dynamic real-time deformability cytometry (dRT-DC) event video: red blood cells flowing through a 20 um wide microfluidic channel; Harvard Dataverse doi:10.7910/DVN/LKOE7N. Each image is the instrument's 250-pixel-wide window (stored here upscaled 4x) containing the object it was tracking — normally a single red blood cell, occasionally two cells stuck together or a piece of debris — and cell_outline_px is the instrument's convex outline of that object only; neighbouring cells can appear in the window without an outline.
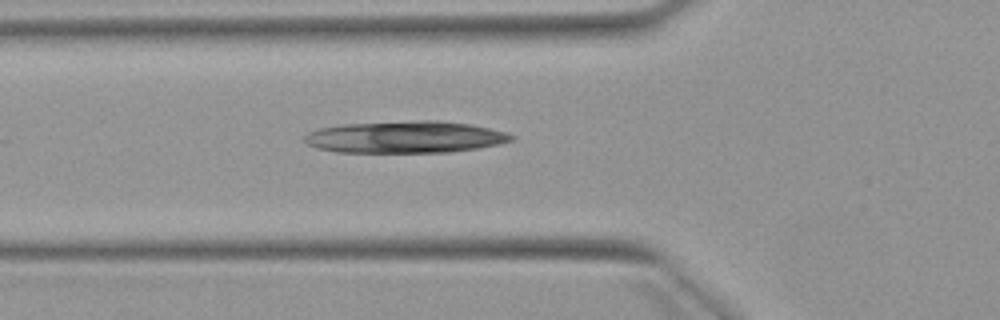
{"species": "Egyptian fruit bat (a non-hibernating species)", "species_latin": "Rousettus aegyptiacus", "temperature_condition": "warm", "stored_images_in_passage": 4, "camera_frame_rate_fps": 3000, "um_per_image_px": 0.085, "animal": {"sex": "female"}, "frame": {"image": 1, "passage_image": 4, "time_ms": 3.667, "image_size_px": [1000, 320], "cell_outline_px": [[516, 136], [512, 140], [500, 144], [476, 148], [448, 152], [336, 152], [316, 148], [308, 144], [304, 140], [304, 136], [308, 132], [320, 128], [340, 124], [420, 120], [436, 120], [468, 124], [488, 128], [504, 132]], "centroid_in_image_um": [34.41, 11.65], "position_along_channel_um": 91.4, "area_um2": 38.38}}